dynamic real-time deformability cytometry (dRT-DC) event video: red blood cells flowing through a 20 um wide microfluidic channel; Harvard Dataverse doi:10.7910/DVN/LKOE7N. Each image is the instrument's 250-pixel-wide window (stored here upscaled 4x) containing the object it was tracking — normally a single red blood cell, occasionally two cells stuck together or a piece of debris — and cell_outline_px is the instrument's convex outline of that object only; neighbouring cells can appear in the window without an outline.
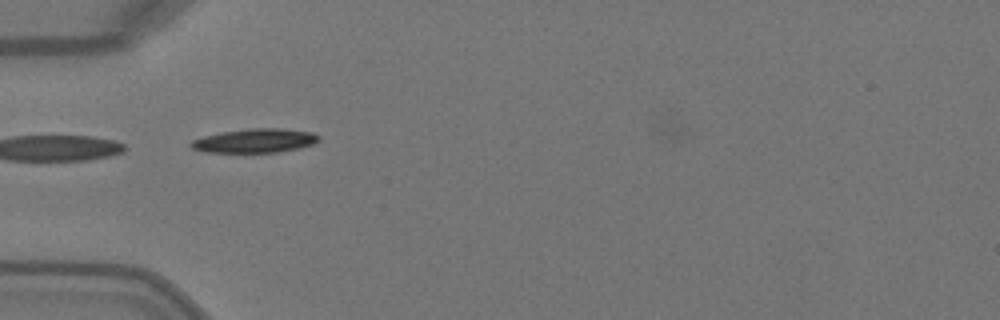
{"species": "Egyptian fruit bat (a non-hibernating species)", "species_latin": "Rousettus aegyptiacus", "temperature_condition": "warm", "stored_images_in_passage": 8, "segment_of_instrument_passage": [2, 2], "camera_frame_rate_fps": 3000, "um_per_image_px": 0.085, "animal": {"sex": "female"}, "frame": {"image": 1, "passage_image": 6, "time_ms": 1.667, "image_size_px": [1000, 320], "cell_outline_px": [[320, 140], [312, 144], [300, 148], [276, 152], [204, 152], [192, 148], [188, 144], [192, 140], [204, 136], [220, 132], [248, 128], [280, 128], [312, 132], [320, 136]], "centroid_in_image_um": [21.66, 11.95], "position_along_channel_um": 63.3, "area_um2": 17.92}}
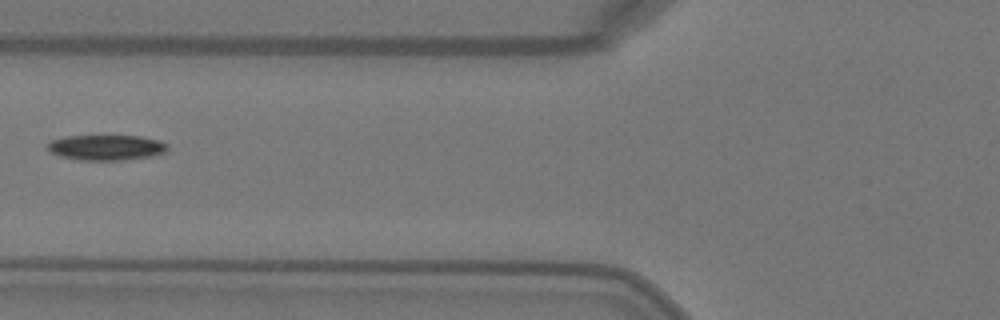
{"frame": {"image": 2, "passage_image": 7, "time_ms": 2.0, "image_size_px": [1000, 320], "cell_outline_px": [[168, 148], [164, 152], [152, 156], [124, 160], [80, 160], [60, 156], [52, 152], [48, 148], [48, 144], [52, 140], [68, 136], [140, 136], [160, 140], [168, 144]], "centroid_in_image_um": [9.08, 12.54], "position_along_channel_um": 116.7, "area_um2": 17.63}}
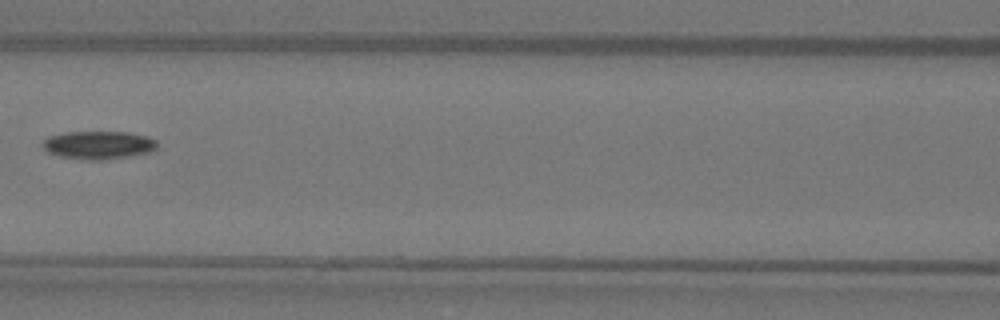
{"frame": {"image": 3, "passage_image": 8, "time_ms": 2.333, "image_size_px": [1000, 320], "cell_outline_px": [[156, 148], [148, 152], [132, 156], [104, 160], [88, 160], [60, 156], [48, 152], [44, 148], [44, 140], [48, 136], [64, 132], [128, 132], [144, 136], [156, 140]], "centroid_in_image_um": [8.36, 12.33], "position_along_channel_um": 158.2, "area_um2": 18.61}}